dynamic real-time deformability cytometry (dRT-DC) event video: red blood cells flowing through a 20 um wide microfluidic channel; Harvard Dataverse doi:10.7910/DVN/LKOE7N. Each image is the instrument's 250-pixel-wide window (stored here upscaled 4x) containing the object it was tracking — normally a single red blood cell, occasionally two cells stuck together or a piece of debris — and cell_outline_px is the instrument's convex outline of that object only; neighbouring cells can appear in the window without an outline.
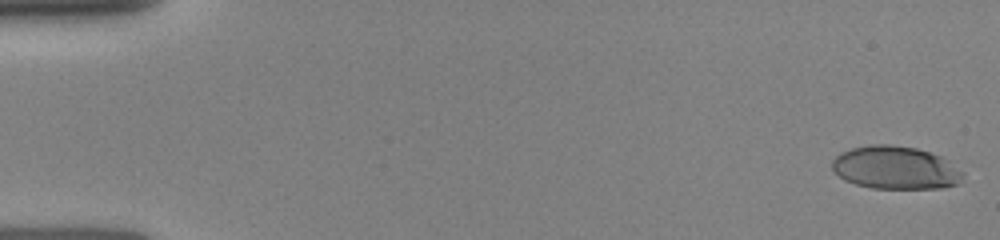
{"species": "human", "species_latin": "Homo sapiens", "temperature_condition": "room temperature", "stored_images_in_passage": 41, "camera_frame_rate_fps": 3000, "um_per_image_px": 0.085, "donor": {"sex": "female"}, "frame": {"image": 1, "passage_image": 1, "time_ms": 0.0, "image_size_px": [1000, 240], "cell_outline_px": [[964, 172], [960, 180], [956, 184], [944, 188], [872, 188], [856, 184], [844, 180], [832, 168], [832, 160], [840, 152], [852, 148], [868, 144], [892, 144], [916, 148], [940, 156], [948, 160]], "centroid_in_image_um": [76.1, 14.24], "position_along_channel_um": 8.9, "area_um2": 32.77}}
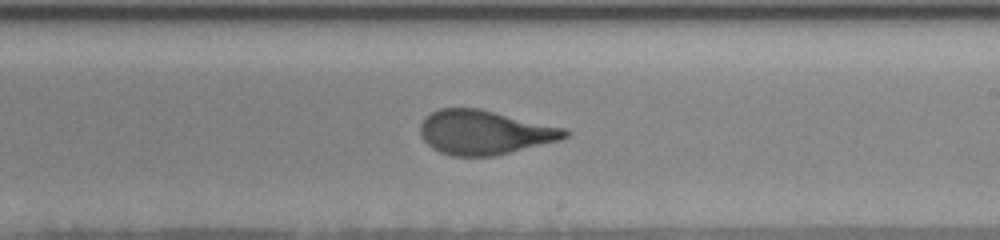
{"frame": {"image": 2, "passage_image": 24, "time_ms": 9.333, "image_size_px": [1000, 240], "cell_outline_px": [[572, 132], [568, 136], [560, 140], [496, 156], [452, 156], [440, 152], [432, 148], [420, 136], [420, 124], [432, 112], [440, 108], [480, 108], [568, 128]], "centroid_in_image_um": [41.24, 11.25], "position_along_channel_um": 247.8, "area_um2": 37.63}}
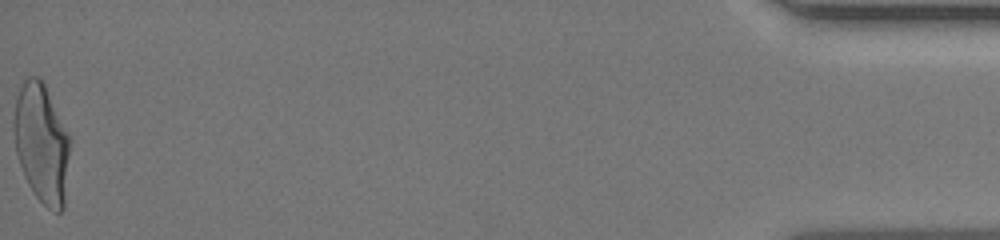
{"frame": {"image": 3, "passage_image": 41, "time_ms": 16.0, "image_size_px": [1000, 240], "cell_outline_px": [[72, 140], [64, 208], [60, 212], [56, 212], [48, 208], [36, 196], [28, 184], [24, 176], [16, 152], [12, 132], [12, 120], [16, 100], [20, 88], [24, 80], [28, 76], [36, 76], [44, 84]], "centroid_in_image_um": [3.55, 12.2], "position_along_channel_um": 431.7, "area_um2": 39.42}}